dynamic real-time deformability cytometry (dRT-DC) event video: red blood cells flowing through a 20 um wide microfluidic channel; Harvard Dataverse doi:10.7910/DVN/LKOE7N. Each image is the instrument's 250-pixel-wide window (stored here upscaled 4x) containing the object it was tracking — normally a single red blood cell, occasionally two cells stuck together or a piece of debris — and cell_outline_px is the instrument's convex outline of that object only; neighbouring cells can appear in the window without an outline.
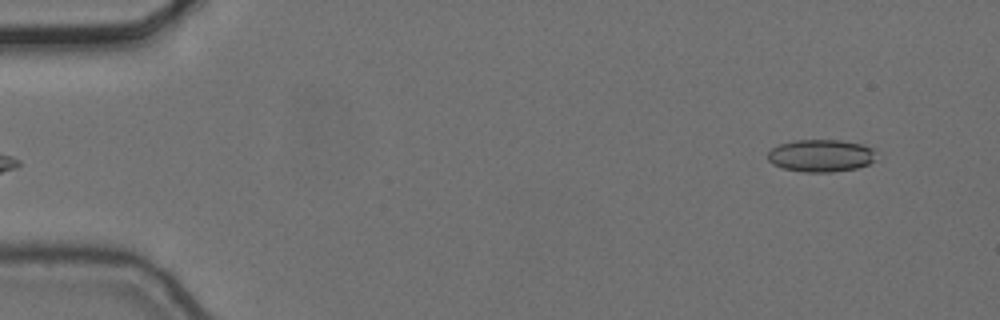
{"species": "common noctule bat (a hibernating species)", "species_latin": "Nyctalus noctula", "temperature_condition": "cold", "stored_images_in_passage": 5, "camera_frame_rate_fps": 3000, "um_per_image_px": 0.085, "animal": {"sex": "female", "body_mass_g": 24.6, "forearm_length_mm": 56.2}, "frame": {"image": 1, "passage_image": 5, "time_ms": 1.333, "image_size_px": [1000, 320], "cell_outline_px": [[876, 148], [872, 160], [868, 164], [856, 168], [832, 172], [804, 172], [784, 168], [772, 164], [768, 160], [768, 152], [772, 148], [780, 144], [792, 140], [840, 140], [864, 144]], "centroid_in_image_um": [69.77, 13.22], "position_along_channel_um": 15.2, "area_um2": 20.52}}